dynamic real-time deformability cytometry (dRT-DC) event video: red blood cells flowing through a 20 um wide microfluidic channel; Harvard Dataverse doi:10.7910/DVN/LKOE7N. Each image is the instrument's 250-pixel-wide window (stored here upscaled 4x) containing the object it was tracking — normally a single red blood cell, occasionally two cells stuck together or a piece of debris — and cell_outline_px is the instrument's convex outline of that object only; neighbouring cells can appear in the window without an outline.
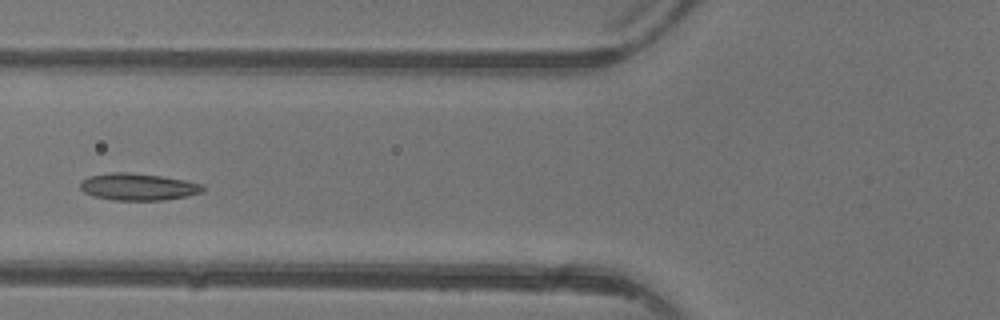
{"species": "common noctule bat (a hibernating species)", "species_latin": "Nyctalus noctula", "temperature_condition": "warm", "stored_images_in_passage": 4, "camera_frame_rate_fps": 3000, "um_per_image_px": 0.085, "animal": {"sex": "female"}, "frame": {"image": 1, "passage_image": 4, "time_ms": 3.667, "image_size_px": [1000, 320], "cell_outline_px": [[204, 192], [164, 200], [112, 200], [92, 196], [84, 192], [80, 188], [80, 184], [88, 176], [112, 172], [128, 172], [160, 176], [184, 180], [204, 184]], "centroid_in_image_um": [11.73, 15.88], "position_along_channel_um": 114.1, "area_um2": 19.25}}